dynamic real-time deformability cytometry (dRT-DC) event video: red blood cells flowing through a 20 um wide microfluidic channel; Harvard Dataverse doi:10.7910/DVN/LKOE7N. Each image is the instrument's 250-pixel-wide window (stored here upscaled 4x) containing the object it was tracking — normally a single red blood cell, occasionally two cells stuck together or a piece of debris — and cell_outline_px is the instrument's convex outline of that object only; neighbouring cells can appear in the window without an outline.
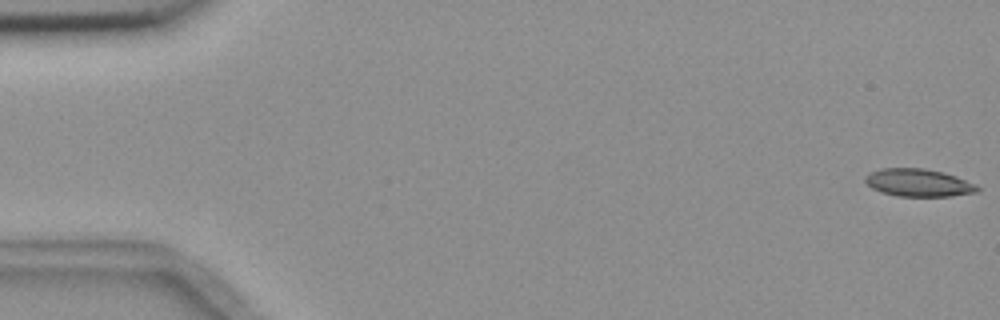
{"species": "common noctule bat (a hibernating species)", "species_latin": "Nyctalus noctula", "temperature_condition": "room temperature", "stored_images_in_passage": 5, "camera_frame_rate_fps": 3000, "um_per_image_px": 0.085, "animal": {"sex": "female", "body_mass_g": 18.4}, "frame": {"image": 1, "passage_image": 1, "time_ms": 0.0, "image_size_px": [1000, 320], "cell_outline_px": [[980, 188], [976, 192], [952, 196], [896, 196], [880, 192], [872, 188], [864, 180], [864, 176], [868, 172], [880, 168], [924, 168], [956, 176], [976, 184]], "centroid_in_image_um": [78.02, 15.53], "position_along_channel_um": 7.0, "area_um2": 18.15}}
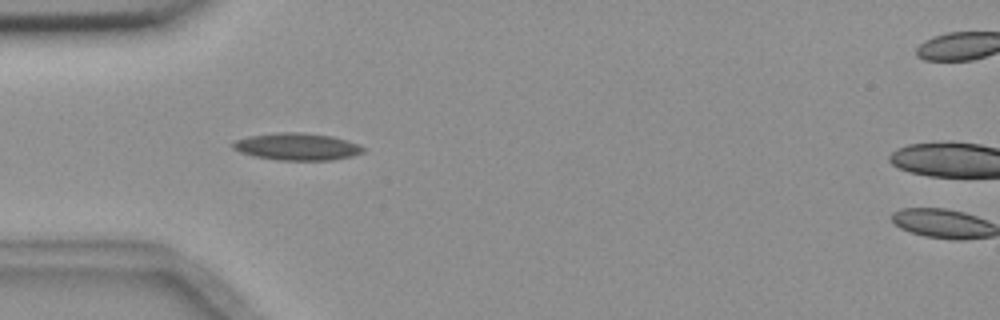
{"frame": {"image": 2, "passage_image": 5, "time_ms": 5.333, "image_size_px": [1000, 320], "cell_outline_px": [[364, 152], [352, 156], [332, 160], [280, 160], [256, 156], [240, 152], [232, 148], [232, 144], [236, 140], [252, 136], [276, 132], [304, 132], [332, 136], [348, 140], [360, 144], [364, 148]], "centroid_in_image_um": [25.3, 12.46], "position_along_channel_um": 59.7, "area_um2": 20.58}}